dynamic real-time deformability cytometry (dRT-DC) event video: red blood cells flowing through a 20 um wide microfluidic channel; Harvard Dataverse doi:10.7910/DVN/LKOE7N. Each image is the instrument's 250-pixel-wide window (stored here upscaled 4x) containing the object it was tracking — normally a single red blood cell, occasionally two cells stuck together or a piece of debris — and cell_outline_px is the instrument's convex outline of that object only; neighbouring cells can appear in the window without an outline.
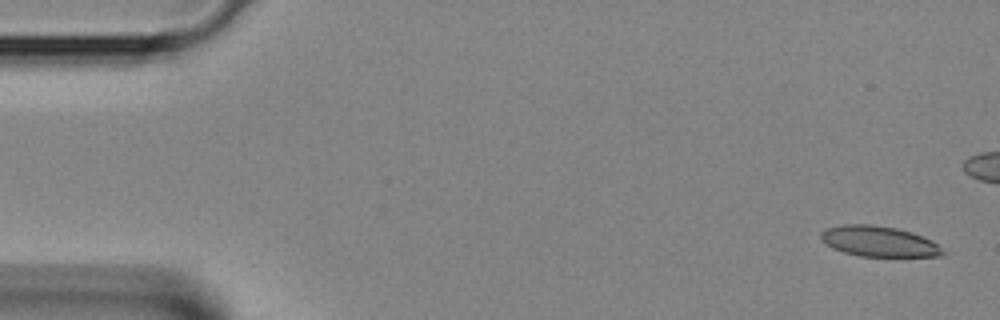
{"species": "Egyptian fruit bat (a non-hibernating species)", "species_latin": "Rousettus aegyptiacus", "temperature_condition": "room temperature", "stored_images_in_passage": 3, "camera_frame_rate_fps": 3000, "um_per_image_px": 0.085, "animal": {"sex": "female"}, "frame": {"image": 1, "passage_image": 1, "time_ms": 0.0, "image_size_px": [1000, 320], "cell_outline_px": [[944, 256], [860, 256], [844, 252], [832, 248], [820, 236], [820, 232], [824, 228], [844, 224], [868, 224], [896, 228], [912, 232], [932, 240], [944, 252]], "centroid_in_image_um": [74.69, 20.51], "position_along_channel_um": 10.3, "area_um2": 21.5}}